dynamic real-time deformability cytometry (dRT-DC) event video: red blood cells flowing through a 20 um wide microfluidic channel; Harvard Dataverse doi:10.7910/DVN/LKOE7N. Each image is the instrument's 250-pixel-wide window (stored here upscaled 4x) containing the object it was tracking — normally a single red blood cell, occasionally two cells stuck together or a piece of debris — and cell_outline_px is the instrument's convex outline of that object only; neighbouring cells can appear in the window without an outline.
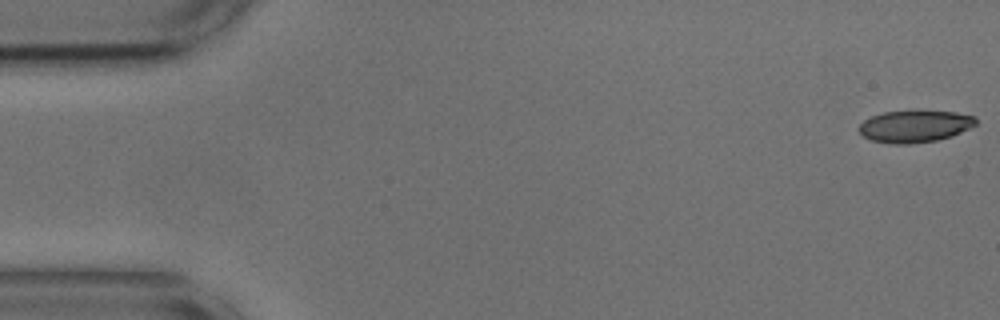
{"species": "common noctule bat (a hibernating species)", "species_latin": "Nyctalus noctula", "temperature_condition": "cold", "stored_images_in_passage": 54, "camera_frame_rate_fps": 3000, "um_per_image_px": 0.085, "animal": {"sex": "male", "body_mass_g": 17.9, "forearm_length_mm": 54.2}, "frame": {"image": 1, "passage_image": 1, "time_ms": 0.0, "image_size_px": [1000, 320], "cell_outline_px": [[976, 124], [952, 136], [936, 140], [908, 144], [892, 144], [872, 140], [864, 136], [856, 128], [864, 120], [872, 116], [884, 112], [956, 112], [976, 116]], "centroid_in_image_um": [77.74, 10.75], "position_along_channel_um": 7.3, "area_um2": 21.39}}
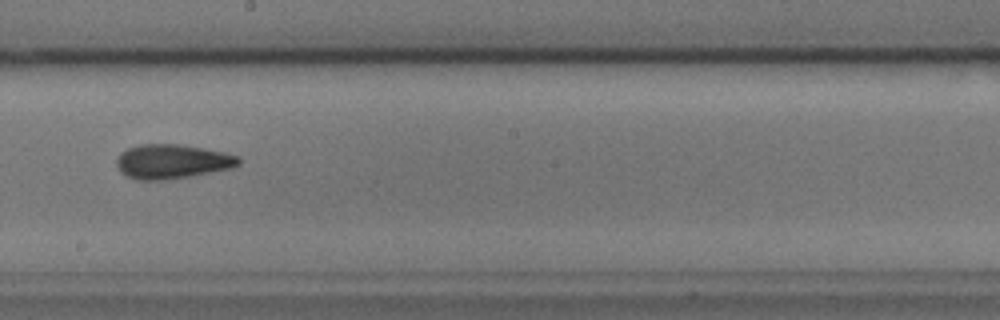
{"frame": {"image": 2, "passage_image": 30, "time_ms": 9.667, "image_size_px": [1000, 320], "cell_outline_px": [[240, 164], [232, 168], [188, 176], [164, 180], [136, 180], [120, 172], [116, 164], [116, 160], [120, 152], [128, 148], [140, 144], [180, 144], [204, 148], [224, 152], [240, 156]], "centroid_in_image_um": [14.62, 13.72], "position_along_channel_um": 233.6, "area_um2": 24.51}}
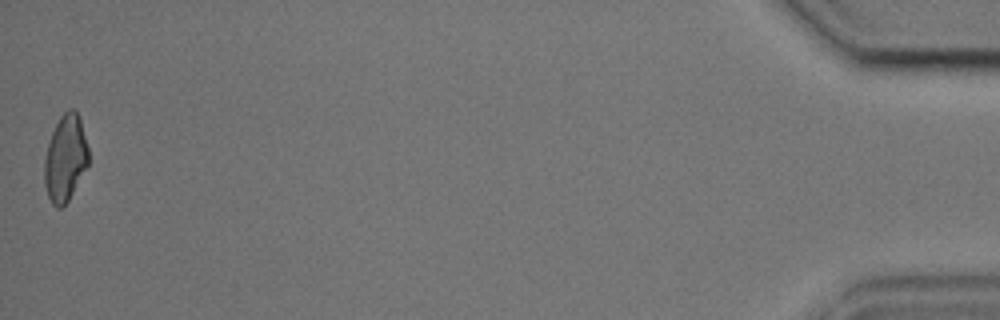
{"frame": {"image": 3, "passage_image": 54, "time_ms": 17.667, "image_size_px": [1000, 320], "cell_outline_px": [[88, 164], [68, 200], [60, 208], [56, 208], [52, 204], [48, 196], [44, 184], [44, 160], [48, 144], [52, 132], [60, 116], [68, 108], [72, 108], [80, 116], [88, 148]], "centroid_in_image_um": [5.54, 13.43], "position_along_channel_um": 429.7, "area_um2": 22.08}, "authors_computed_cell_mechanics": {"area_um2": 23.12, "velocity_mm_per_s": 3.6643, "shape_relaxation_time_tau1_ms": 3.5231, "shape_relaxation_time_tau2_ms": 2.6297, "deformation_change_tau1": 0.1183, "deformation_change_tau2": 0.1132}}